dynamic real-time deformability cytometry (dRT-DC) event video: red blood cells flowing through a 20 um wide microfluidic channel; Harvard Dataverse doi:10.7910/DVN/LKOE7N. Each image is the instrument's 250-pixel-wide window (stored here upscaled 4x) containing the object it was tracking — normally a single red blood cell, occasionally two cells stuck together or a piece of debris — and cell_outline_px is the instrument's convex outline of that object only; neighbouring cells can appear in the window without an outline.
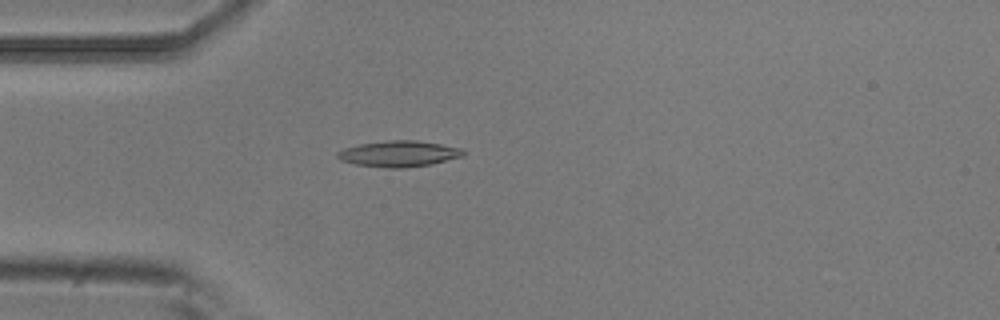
{"species": "common noctule bat (a hibernating species)", "species_latin": "Nyctalus noctula", "temperature_condition": "room temperature", "stored_images_in_passage": 3, "camera_frame_rate_fps": 3000, "um_per_image_px": 0.085, "animal": {"sex": "male", "body_mass_g": 20.5, "forearm_length_mm": 52.5}, "frame": {"image": 1, "passage_image": 3, "time_ms": 0.667, "image_size_px": [1000, 320], "cell_outline_px": [[464, 156], [432, 164], [404, 168], [384, 168], [356, 164], [340, 160], [336, 156], [336, 152], [344, 148], [360, 144], [388, 140], [416, 140], [464, 148]], "centroid_in_image_um": [33.91, 13.07], "position_along_channel_um": 51.1, "area_um2": 19.19}}